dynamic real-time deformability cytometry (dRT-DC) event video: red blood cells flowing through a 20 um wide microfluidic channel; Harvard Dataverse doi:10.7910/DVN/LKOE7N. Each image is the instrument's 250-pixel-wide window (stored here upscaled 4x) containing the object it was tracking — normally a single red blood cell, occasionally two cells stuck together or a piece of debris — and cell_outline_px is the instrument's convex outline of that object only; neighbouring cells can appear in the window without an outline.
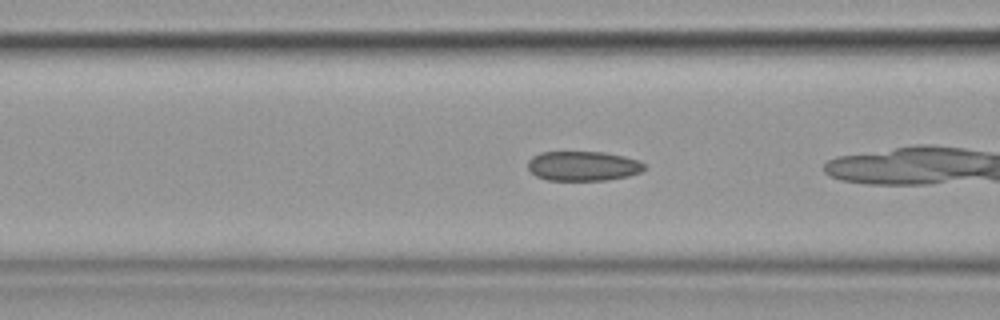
{"species": "common noctule bat (a hibernating species)", "species_latin": "Nyctalus noctula", "temperature_condition": "cold", "stored_images_in_passage": 7, "camera_frame_rate_fps": 3000, "um_per_image_px": 0.085, "animal": {"sex": "female", "body_mass_g": 19.9}, "frame": {"image": 1, "passage_image": 4, "time_ms": 1.0, "image_size_px": [1000, 320], "cell_outline_px": [[644, 168], [640, 172], [628, 176], [608, 180], [548, 180], [536, 176], [528, 168], [528, 160], [532, 156], [540, 152], [604, 152], [624, 156], [640, 160], [644, 164]], "centroid_in_image_um": [49.55, 14.1], "position_along_channel_um": 117.0, "area_um2": 20.17}}